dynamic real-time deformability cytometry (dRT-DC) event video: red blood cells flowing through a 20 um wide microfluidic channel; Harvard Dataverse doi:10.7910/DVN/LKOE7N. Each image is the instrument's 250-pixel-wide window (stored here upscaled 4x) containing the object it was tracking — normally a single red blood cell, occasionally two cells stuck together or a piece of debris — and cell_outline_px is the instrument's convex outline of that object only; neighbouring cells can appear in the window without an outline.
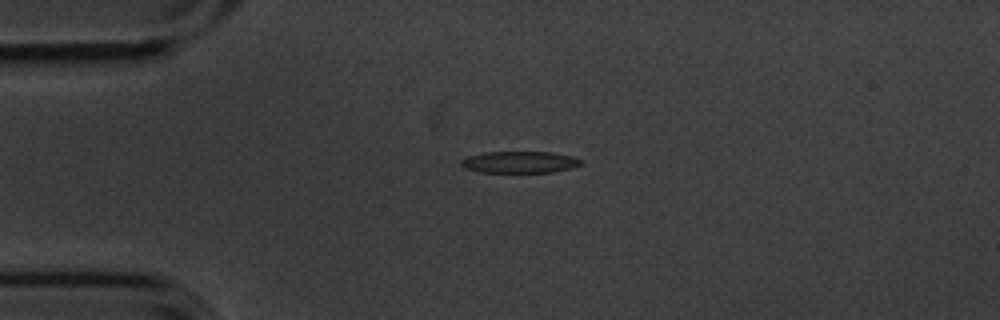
{"species": "common noctule bat (a hibernating species)", "species_latin": "Nyctalus noctula", "temperature_condition": "cold", "stored_images_in_passage": 5, "camera_frame_rate_fps": 3000, "um_per_image_px": 0.085, "animal": {"sex": "male", "body_mass_g": 20.1, "forearm_length_mm": 53.5}, "frame": {"image": 1, "passage_image": 4, "time_ms": 1.0, "image_size_px": [1000, 320], "cell_outline_px": [[580, 164], [572, 168], [552, 172], [480, 172], [464, 168], [460, 164], [460, 160], [468, 156], [484, 152], [552, 152], [572, 156], [580, 160]], "centroid_in_image_um": [44.13, 13.78], "position_along_channel_um": 40.9, "area_um2": 15.09}}